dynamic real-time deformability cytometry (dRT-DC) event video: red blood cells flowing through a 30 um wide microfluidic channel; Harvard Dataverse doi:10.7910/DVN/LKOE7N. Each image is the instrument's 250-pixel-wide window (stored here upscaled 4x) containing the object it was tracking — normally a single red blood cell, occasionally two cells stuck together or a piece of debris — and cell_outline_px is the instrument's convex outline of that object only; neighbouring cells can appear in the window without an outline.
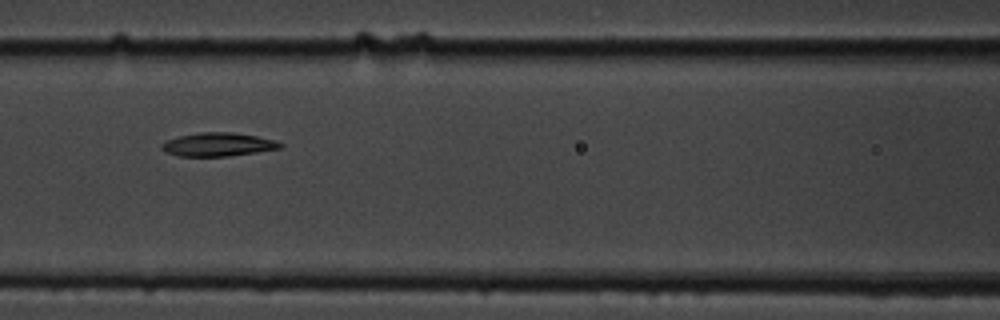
{"species": "common noctule bat (a hibernating species)", "species_latin": "Nyctalus noctula", "temperature_condition": "cold", "stored_images_in_passage": 11, "camera_frame_rate_fps": 3000, "um_per_image_px": 0.085, "animal": {"sex": "male", "body_mass_g": 19.5, "forearm_length_mm": 54.6}, "frame": {"image": 1, "passage_image": 7, "time_ms": 8.0, "image_size_px": [1000, 320], "cell_outline_px": [[284, 144], [280, 148], [256, 152], [228, 156], [180, 156], [168, 152], [160, 148], [160, 144], [168, 140], [180, 136], [200, 132], [232, 132], [256, 136], [276, 140]], "centroid_in_image_um": [18.55, 12.28], "position_along_channel_um": 148.0, "area_um2": 16.07}}
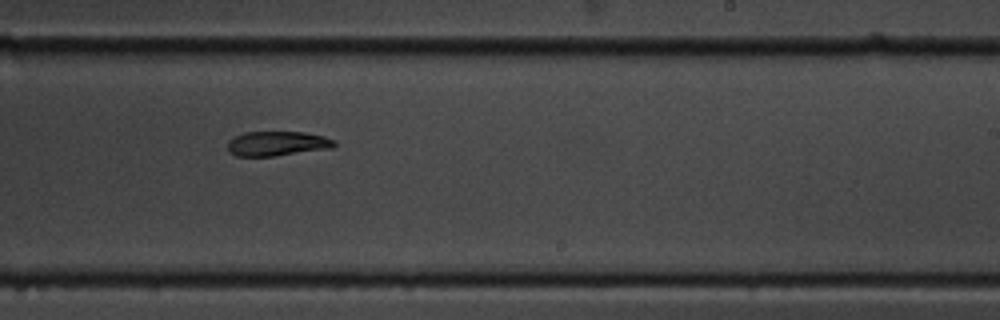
{"frame": {"image": 2, "passage_image": 10, "time_ms": 11.333, "image_size_px": [1000, 320], "cell_outline_px": [[336, 144], [332, 148], [272, 156], [236, 156], [228, 152], [228, 140], [244, 132], [304, 132], [324, 136], [336, 140]], "centroid_in_image_um": [23.56, 12.2], "position_along_channel_um": 265.4, "area_um2": 15.32}}
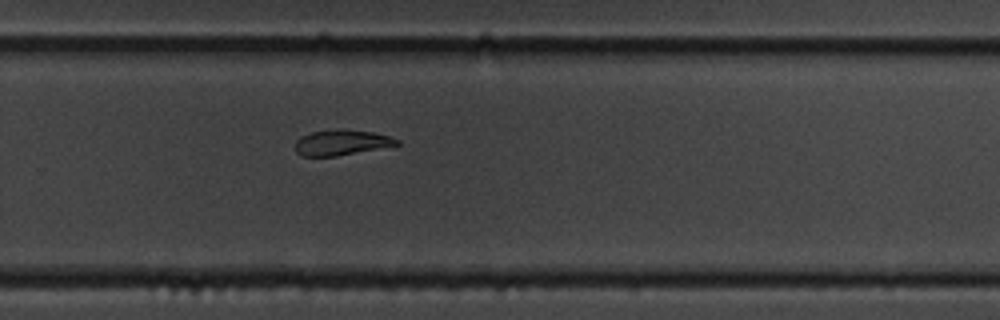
{"frame": {"image": 3, "passage_image": 11, "time_ms": 12.333, "image_size_px": [1000, 320], "cell_outline_px": [[400, 144], [396, 148], [336, 156], [300, 156], [296, 152], [296, 140], [300, 136], [312, 132], [336, 128], [344, 128], [372, 132], [388, 136], [400, 140]], "centroid_in_image_um": [29.14, 12.12], "position_along_channel_um": 300.7, "area_um2": 15.84}}